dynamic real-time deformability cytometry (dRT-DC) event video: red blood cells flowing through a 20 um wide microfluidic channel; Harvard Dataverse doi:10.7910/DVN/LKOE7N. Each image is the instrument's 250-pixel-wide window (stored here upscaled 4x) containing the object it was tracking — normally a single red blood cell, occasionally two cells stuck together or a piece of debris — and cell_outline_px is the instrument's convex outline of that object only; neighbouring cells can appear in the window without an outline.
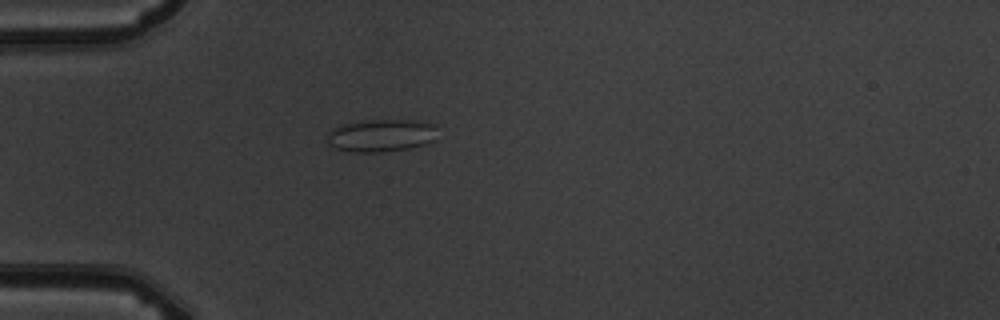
{"species": "common noctule bat (a hibernating species)", "species_latin": "Nyctalus noctula", "temperature_condition": "warm", "stored_images_in_passage": 5, "camera_frame_rate_fps": 3000, "um_per_image_px": 0.085, "animal": {"sex": "male", "body_mass_g": 19.5, "forearm_length_mm": 54.6}, "frame": {"image": 1, "passage_image": 4, "time_ms": 4.333, "image_size_px": [1000, 320], "cell_outline_px": [[436, 124], [432, 140], [424, 144], [408, 148], [384, 152], [356, 152], [332, 148], [328, 140], [328, 132], [332, 128], [344, 124], [372, 120], [412, 120]], "centroid_in_image_um": [32.36, 11.52], "position_along_channel_um": 52.6, "area_um2": 20.63}}